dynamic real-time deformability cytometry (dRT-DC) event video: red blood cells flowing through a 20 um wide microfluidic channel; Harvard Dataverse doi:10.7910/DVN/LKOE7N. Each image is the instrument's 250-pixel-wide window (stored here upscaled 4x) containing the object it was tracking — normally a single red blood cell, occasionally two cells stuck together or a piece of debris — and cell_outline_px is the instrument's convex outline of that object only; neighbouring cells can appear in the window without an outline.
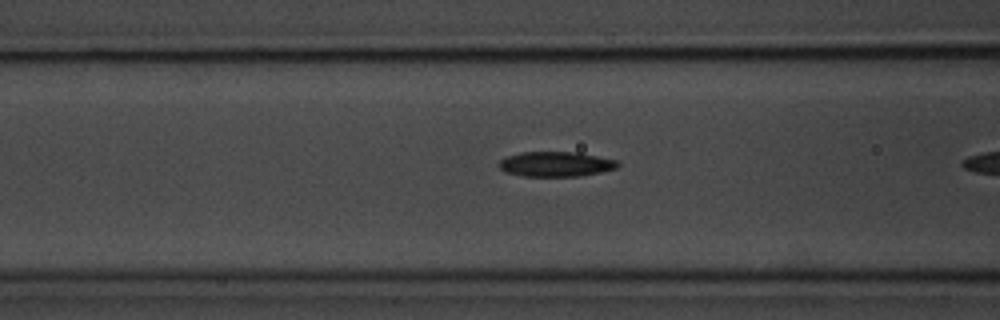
{"species": "common noctule bat (a hibernating species)", "species_latin": "Nyctalus noctula", "temperature_condition": "room temperature", "stored_images_in_passage": 9, "camera_frame_rate_fps": 3000, "um_per_image_px": 0.085, "animal": {"sex": "male", "body_mass_g": 20.1, "forearm_length_mm": 53.5}, "frame": {"image": 1, "passage_image": 8, "time_ms": 2.333, "image_size_px": [1000, 320], "cell_outline_px": [[620, 164], [616, 168], [600, 172], [580, 176], [524, 176], [504, 172], [496, 164], [504, 156], [520, 152], [580, 152], [616, 160]], "centroid_in_image_um": [47.19, 13.94], "position_along_channel_um": 119.4, "area_um2": 17.46}}